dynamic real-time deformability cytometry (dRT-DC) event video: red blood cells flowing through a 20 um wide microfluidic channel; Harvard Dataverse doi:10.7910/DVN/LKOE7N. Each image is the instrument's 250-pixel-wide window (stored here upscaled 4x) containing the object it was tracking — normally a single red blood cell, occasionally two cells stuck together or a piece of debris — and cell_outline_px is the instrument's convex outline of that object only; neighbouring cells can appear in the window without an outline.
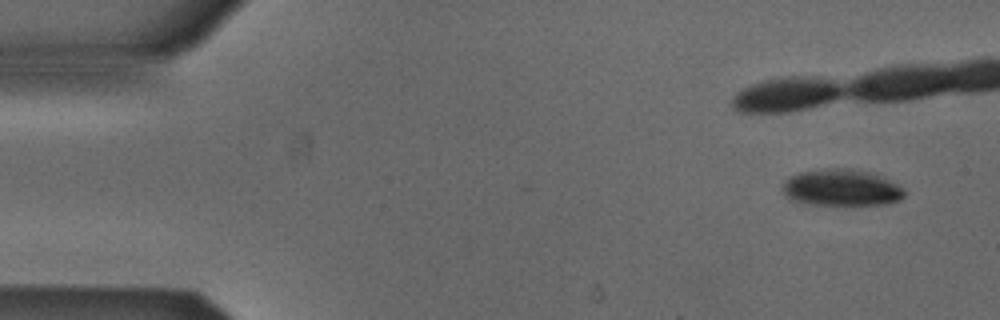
{"species": "Egyptian fruit bat (a non-hibernating species)", "species_latin": "Rousettus aegyptiacus", "temperature_condition": "cold", "stored_images_in_passage": 5, "camera_frame_rate_fps": 3000, "um_per_image_px": 0.085, "animal": {"sex": "male"}, "frame": {"image": 1, "passage_image": 1, "time_ms": 0.0, "image_size_px": [1000, 320], "cell_outline_px": [[904, 196], [900, 200], [888, 204], [812, 204], [792, 200], [784, 192], [784, 184], [792, 176], [800, 172], [820, 168], [848, 168], [872, 172], [904, 188]], "centroid_in_image_um": [71.57, 15.94], "position_along_channel_um": 13.4, "area_um2": 25.66}}